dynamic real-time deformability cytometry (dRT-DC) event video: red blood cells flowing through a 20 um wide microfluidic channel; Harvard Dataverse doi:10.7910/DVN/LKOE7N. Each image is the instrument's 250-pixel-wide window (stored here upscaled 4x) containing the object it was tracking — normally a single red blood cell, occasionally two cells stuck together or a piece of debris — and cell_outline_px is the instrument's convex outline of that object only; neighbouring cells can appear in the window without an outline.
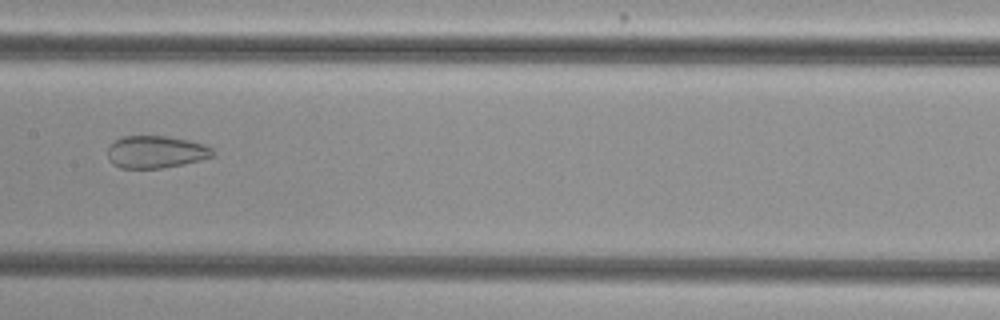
{"species": "common noctule bat (a hibernating species)", "species_latin": "Nyctalus noctula", "temperature_condition": "cold", "stored_images_in_passage": 50, "camera_frame_rate_fps": 3000, "um_per_image_px": 0.085, "animal": {"sex": "female", "body_mass_g": 29.2, "forearm_length_mm": 56.3}, "frame": {"image": 1, "passage_image": 28, "time_ms": 9.0, "image_size_px": [1000, 320], "cell_outline_px": [[216, 152], [212, 156], [200, 160], [160, 168], [120, 168], [112, 164], [108, 160], [108, 148], [116, 140], [124, 136], [168, 136], [188, 140], [204, 144], [212, 148]], "centroid_in_image_um": [13.24, 12.91], "position_along_channel_um": 194.2, "area_um2": 19.71}}
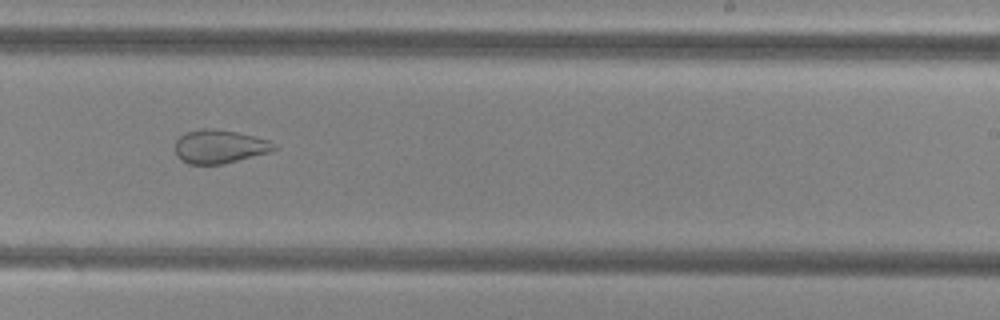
{"frame": {"image": 2, "passage_image": 34, "time_ms": 11.0, "image_size_px": [1000, 320], "cell_outline_px": [[276, 148], [268, 152], [220, 164], [188, 164], [180, 160], [176, 156], [176, 140], [180, 136], [188, 132], [200, 128], [212, 128], [236, 132], [268, 140], [276, 144]], "centroid_in_image_um": [18.61, 12.45], "position_along_channel_um": 270.4, "area_um2": 19.02}}
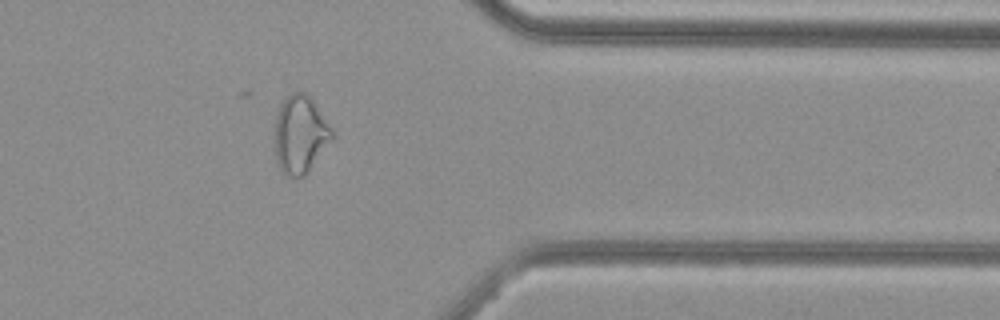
{"frame": {"image": 3, "passage_image": 44, "time_ms": 14.333, "image_size_px": [1000, 320], "cell_outline_px": [[336, 132], [332, 140], [308, 172], [304, 176], [296, 180], [284, 176], [280, 172], [276, 160], [272, 136], [276, 116], [280, 104], [292, 92], [308, 92]], "centroid_in_image_um": [25.5, 11.46], "position_along_channel_um": 385.9, "area_um2": 27.22}}